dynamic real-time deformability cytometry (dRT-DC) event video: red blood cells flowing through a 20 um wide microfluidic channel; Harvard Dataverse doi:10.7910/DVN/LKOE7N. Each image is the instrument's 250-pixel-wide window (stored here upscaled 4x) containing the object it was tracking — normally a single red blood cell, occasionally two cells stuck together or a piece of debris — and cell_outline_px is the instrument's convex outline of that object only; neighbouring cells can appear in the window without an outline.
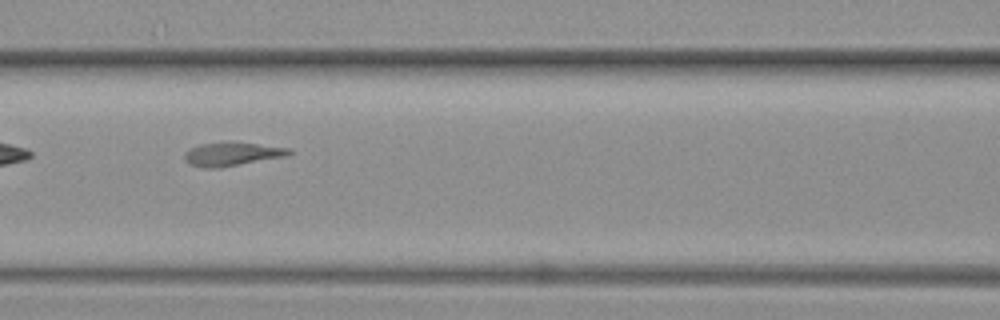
{"species": "common noctule bat (a hibernating species)", "species_latin": "Nyctalus noctula", "temperature_condition": "warm", "stored_images_in_passage": 18, "segment_of_instrument_passage": [2, 2], "camera_frame_rate_fps": 3000, "um_per_image_px": 0.085, "animal": {"sex": "female", "body_mass_g": 19.3, "forearm_length_mm": 54.1}, "frame": {"image": 1, "passage_image": 8, "time_ms": 2.333, "image_size_px": [1000, 320], "cell_outline_px": [[292, 152], [288, 156], [220, 168], [204, 168], [188, 164], [184, 160], [184, 152], [200, 144], [256, 144], [292, 148]], "centroid_in_image_um": [19.73, 13.14], "position_along_channel_um": 146.9, "area_um2": 13.99}}
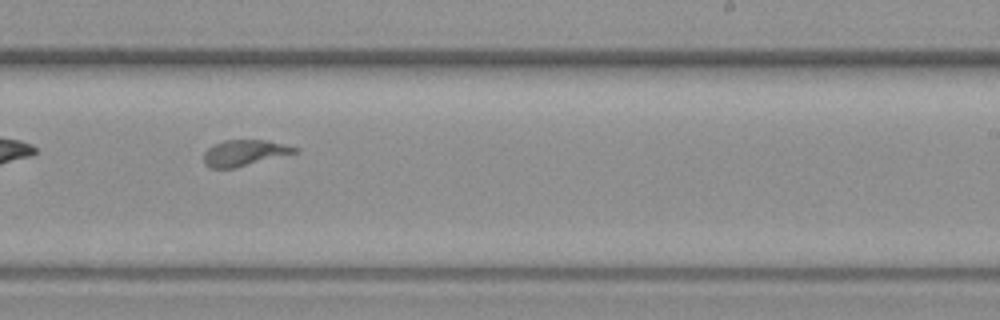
{"frame": {"image": 2, "passage_image": 11, "time_ms": 3.333, "image_size_px": [1000, 320], "cell_outline_px": [[300, 148], [296, 152], [236, 168], [212, 168], [204, 164], [204, 152], [208, 148], [224, 140], [268, 140]], "centroid_in_image_um": [20.76, 12.99], "position_along_channel_um": 268.2, "area_um2": 13.64}}
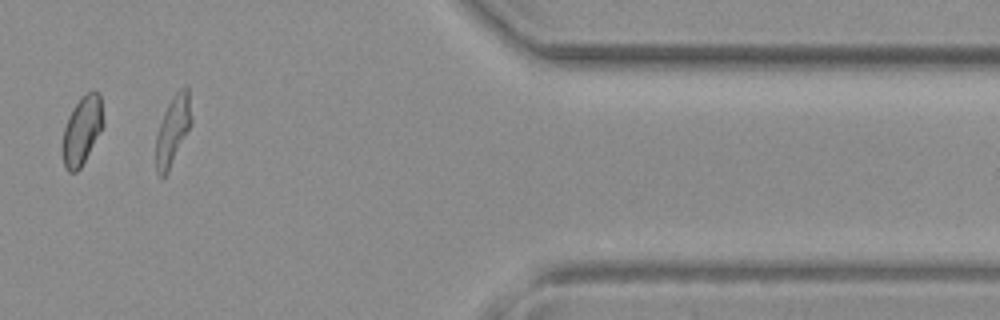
{"frame": {"image": 3, "passage_image": 15, "time_ms": 4.667, "image_size_px": [1000, 320], "cell_outline_px": [[104, 124], [100, 132], [80, 168], [76, 172], [68, 172], [64, 168], [60, 152], [60, 148], [64, 128], [68, 116], [72, 108], [88, 92], [100, 92]], "centroid_in_image_um": [6.92, 11.13], "position_along_channel_um": 404.5, "area_um2": 16.36}}